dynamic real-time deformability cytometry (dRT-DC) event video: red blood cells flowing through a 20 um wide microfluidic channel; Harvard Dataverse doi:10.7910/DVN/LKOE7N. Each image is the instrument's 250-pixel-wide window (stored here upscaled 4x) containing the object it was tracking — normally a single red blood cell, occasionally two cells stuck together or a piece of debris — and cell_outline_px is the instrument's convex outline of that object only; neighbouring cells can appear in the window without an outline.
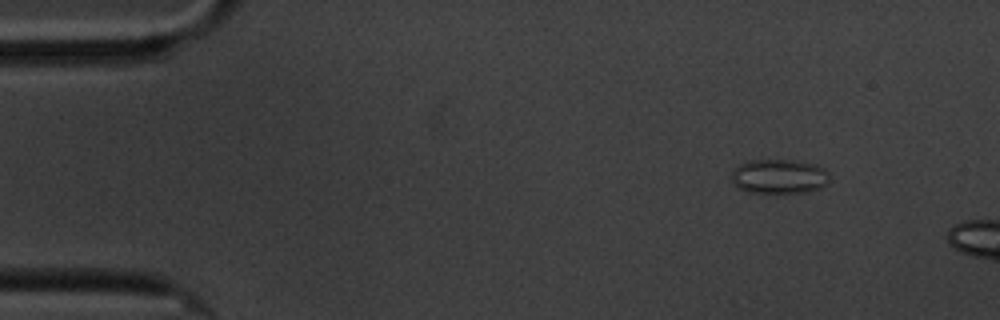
{"species": "common noctule bat (a hibernating species)", "species_latin": "Nyctalus noctula", "temperature_condition": "cold", "stored_images_in_passage": 3, "camera_frame_rate_fps": 3000, "um_per_image_px": 0.085, "animal": {"sex": "male", "body_mass_g": 20.1, "forearm_length_mm": 53.5}, "frame": {"image": 1, "passage_image": 2, "time_ms": 1.333, "image_size_px": [1000, 320], "cell_outline_px": [[828, 184], [820, 188], [808, 192], [776, 196], [748, 192], [736, 188], [732, 184], [732, 172], [744, 160], [788, 160], [816, 164], [824, 168], [828, 172]], "centroid_in_image_um": [66.2, 15.05], "position_along_channel_um": 18.8, "area_um2": 20.63}}